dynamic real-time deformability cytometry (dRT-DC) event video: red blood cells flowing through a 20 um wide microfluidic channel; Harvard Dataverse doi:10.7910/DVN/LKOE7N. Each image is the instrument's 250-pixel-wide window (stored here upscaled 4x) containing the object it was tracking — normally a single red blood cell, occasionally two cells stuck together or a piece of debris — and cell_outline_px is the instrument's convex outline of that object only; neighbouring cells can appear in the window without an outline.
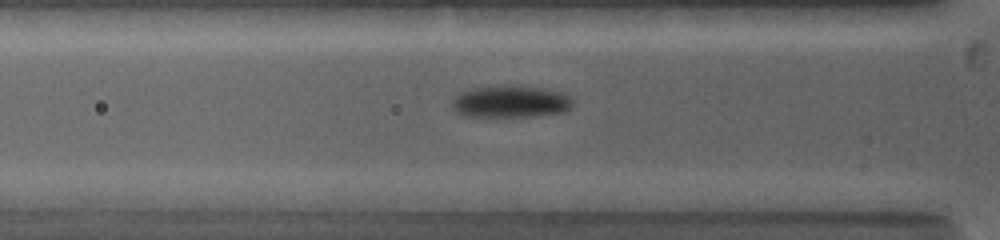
{"species": "common noctule bat (a hibernating species)", "species_latin": "Nyctalus noctula", "temperature_condition": "warm", "stored_images_in_passage": 31, "camera_frame_rate_fps": 5000, "um_per_image_px": 0.085, "animal": {"sex": "female", "body_mass_g": 19.0, "forearm_length_mm": 53.3}, "frame": {"image": 1, "passage_image": 8, "time_ms": 3.2, "image_size_px": [1000, 240], "cell_outline_px": [[572, 108], [564, 112], [532, 116], [464, 116], [456, 112], [452, 108], [452, 96], [468, 88], [488, 84], [520, 84], [544, 88], [564, 92], [572, 100]], "centroid_in_image_um": [43.35, 8.58], "position_along_channel_um": 82.5, "area_um2": 23.52}}
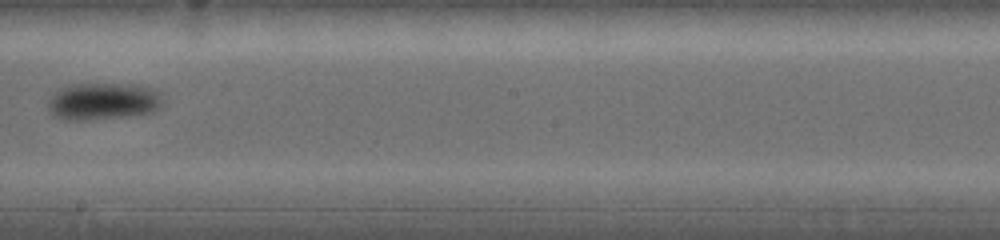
{"frame": {"image": 2, "passage_image": 16, "time_ms": 7.2, "image_size_px": [1000, 240], "cell_outline_px": [[160, 108], [152, 112], [132, 116], [88, 120], [60, 120], [52, 116], [48, 108], [48, 100], [64, 84], [136, 84], [156, 88], [160, 92]], "centroid_in_image_um": [8.74, 8.61], "position_along_channel_um": 239.5, "area_um2": 25.32}}
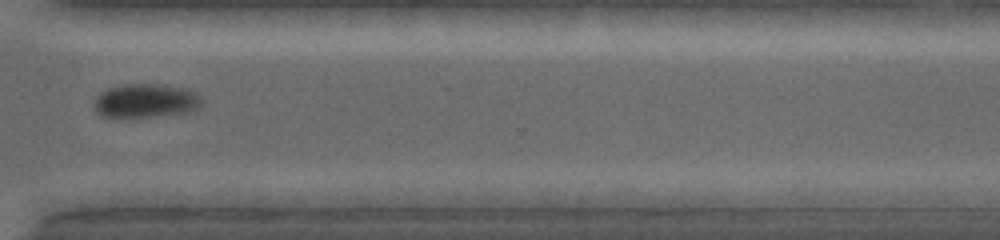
{"frame": {"image": 3, "passage_image": 23, "time_ms": 10.2, "image_size_px": [1000, 240], "cell_outline_px": [[204, 100], [196, 108], [188, 112], [112, 120], [100, 116], [92, 108], [92, 104], [96, 96], [108, 88], [128, 84], [160, 84], [188, 88], [196, 92]], "centroid_in_image_um": [12.3, 8.59], "position_along_channel_um": 358.3, "area_um2": 21.91}, "authors_computed_cell_mechanics": {"area_um2": 22.3686, "velocity_mm_per_s": 3.9404, "shape_relaxation_time_tau1_ms": 1.353, "shape_relaxation_time_tau2_ms": null, "deformation_change_tau1": 0.0848, "deformation_change_tau2": null}}